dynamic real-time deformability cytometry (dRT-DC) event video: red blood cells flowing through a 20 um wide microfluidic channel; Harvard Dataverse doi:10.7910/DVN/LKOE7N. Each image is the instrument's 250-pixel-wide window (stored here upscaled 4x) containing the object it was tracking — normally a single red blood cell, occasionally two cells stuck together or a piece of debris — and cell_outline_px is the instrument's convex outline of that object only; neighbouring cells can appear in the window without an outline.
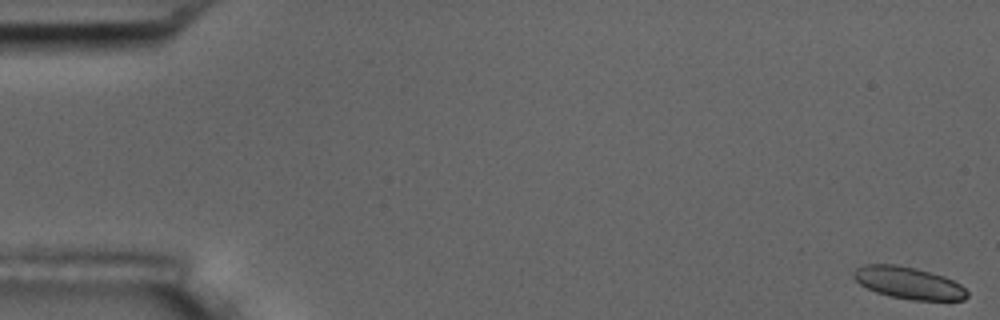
{"species": "common noctule bat (a hibernating species)", "species_latin": "Nyctalus noctula", "temperature_condition": "room temperature", "stored_images_in_passage": 56, "camera_frame_rate_fps": 3000, "um_per_image_px": 0.085, "animal": {"sex": "male", "body_mass_g": 17.5, "forearm_length_mm": 52.3}, "frame": {"image": 1, "passage_image": 1, "time_ms": 0.0, "image_size_px": [1000, 320], "cell_outline_px": [[968, 296], [964, 300], [912, 300], [888, 296], [876, 292], [860, 284], [852, 276], [852, 272], [856, 268], [864, 264], [896, 264], [916, 268], [944, 276], [960, 284], [968, 292]], "centroid_in_image_um": [77.21, 24.04], "position_along_channel_um": 7.8, "area_um2": 21.27}}
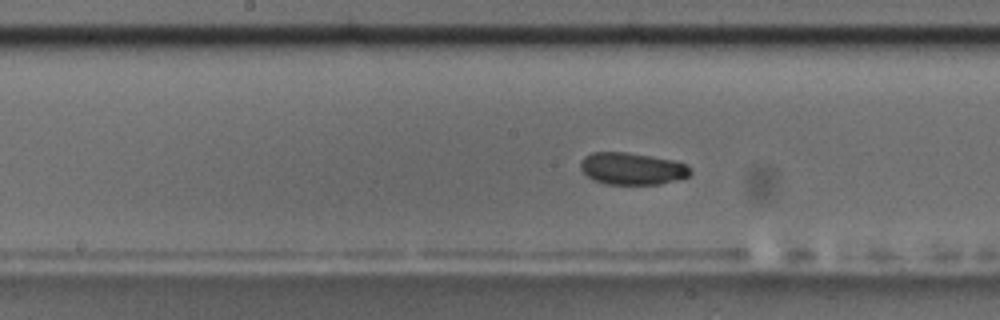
{"frame": {"image": 2, "passage_image": 29, "time_ms": 9.333, "image_size_px": [1000, 320], "cell_outline_px": [[692, 172], [688, 176], [676, 180], [660, 184], [604, 184], [592, 180], [580, 168], [580, 160], [584, 156], [592, 152], [628, 152], [676, 160], [688, 164], [692, 168]], "centroid_in_image_um": [53.75, 14.32], "position_along_channel_um": 194.5, "area_um2": 20.87}}
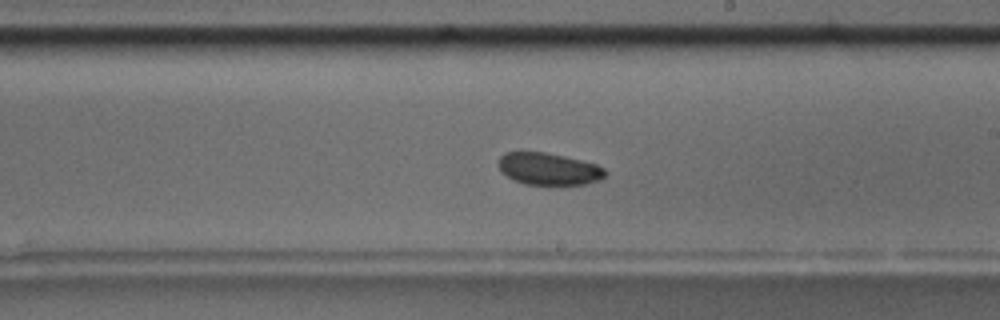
{"frame": {"image": 3, "passage_image": 33, "time_ms": 10.667, "image_size_px": [1000, 320], "cell_outline_px": [[608, 172], [600, 180], [584, 184], [524, 184], [512, 180], [500, 172], [496, 164], [496, 160], [504, 152], [544, 152], [564, 156], [596, 164], [604, 168]], "centroid_in_image_um": [46.57, 14.35], "position_along_channel_um": 242.4, "area_um2": 20.17}, "authors_computed_cell_mechanics": {"area_um2": 21.2415, "velocity_mm_per_s": 3.614, "shape_relaxation_time_tau1_ms": 3.5293, "shape_relaxation_time_tau2_ms": 1.0988, "deformation_change_tau1": 0.0717, "deformation_change_tau2": 0.0387}}